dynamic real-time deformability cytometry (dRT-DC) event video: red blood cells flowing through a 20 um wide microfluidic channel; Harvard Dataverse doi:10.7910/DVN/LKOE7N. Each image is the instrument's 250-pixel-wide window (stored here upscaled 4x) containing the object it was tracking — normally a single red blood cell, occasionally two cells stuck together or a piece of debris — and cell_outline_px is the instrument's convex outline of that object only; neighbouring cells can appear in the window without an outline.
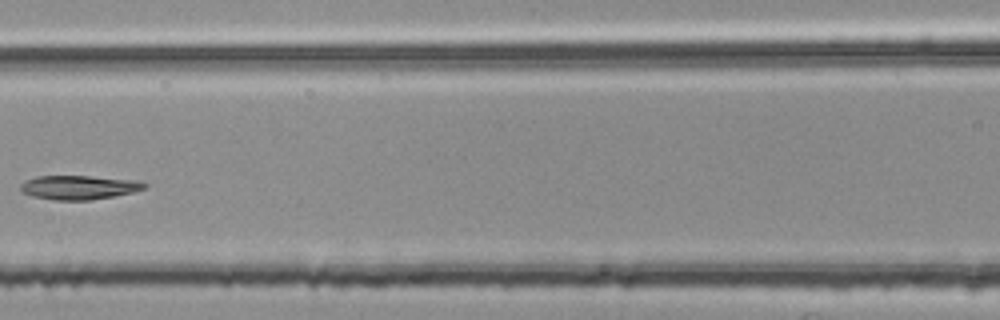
{"species": "common noctule bat (a hibernating species)", "species_latin": "Nyctalus noctula", "temperature_condition": "room temperature", "stored_images_in_passage": 4, "camera_frame_rate_fps": 3000, "um_per_image_px": 0.085, "animal": {"sex": "female", "body_mass_g": 25.1}, "frame": {"image": 1, "passage_image": 4, "time_ms": 1.0, "image_size_px": [1000, 320], "cell_outline_px": [[148, 184], [144, 188], [132, 192], [92, 200], [52, 200], [32, 196], [20, 192], [20, 184], [36, 176], [88, 176], [140, 180]], "centroid_in_image_um": [6.69, 15.93], "position_along_channel_um": 159.9, "area_um2": 17.4}}